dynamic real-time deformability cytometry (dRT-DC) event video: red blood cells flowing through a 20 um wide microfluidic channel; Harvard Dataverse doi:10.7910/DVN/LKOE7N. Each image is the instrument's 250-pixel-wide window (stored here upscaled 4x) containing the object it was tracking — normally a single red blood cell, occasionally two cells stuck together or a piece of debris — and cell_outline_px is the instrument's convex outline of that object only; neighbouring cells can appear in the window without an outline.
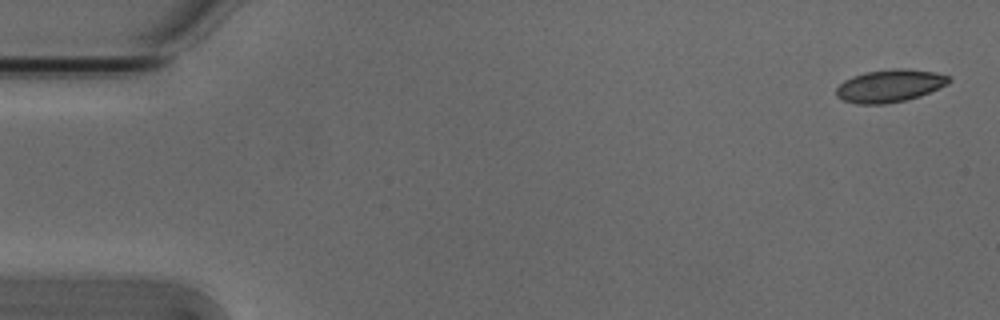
{"species": "Egyptian fruit bat (a non-hibernating species)", "species_latin": "Rousettus aegyptiacus", "temperature_condition": "cold", "stored_images_in_passage": 5, "camera_frame_rate_fps": 3000, "um_per_image_px": 0.085, "animal": {"sex": "male"}, "frame": {"image": 1, "passage_image": 1, "time_ms": 0.0, "image_size_px": [1000, 320], "cell_outline_px": [[952, 80], [948, 84], [920, 96], [904, 100], [884, 104], [856, 104], [844, 100], [836, 96], [836, 88], [844, 80], [852, 76], [864, 72], [896, 68], [904, 68], [932, 72], [948, 76]], "centroid_in_image_um": [75.6, 7.29], "position_along_channel_um": 9.4, "area_um2": 21.33}}
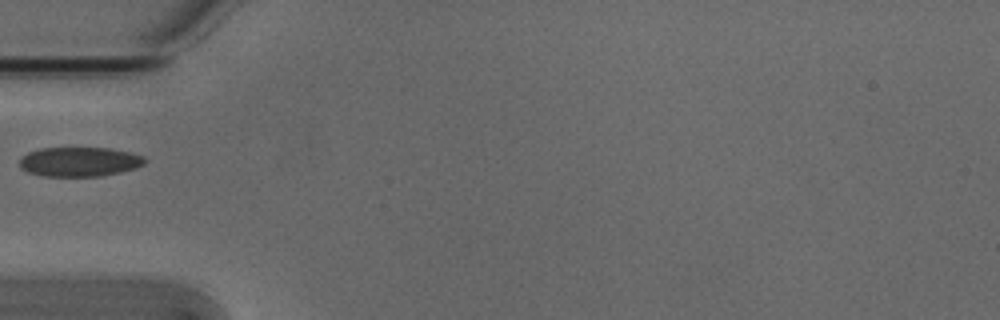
{"frame": {"image": 2, "passage_image": 5, "time_ms": 1.333, "image_size_px": [1000, 320], "cell_outline_px": [[148, 160], [144, 164], [136, 168], [120, 172], [100, 176], [44, 176], [28, 172], [20, 168], [20, 160], [28, 152], [40, 148], [108, 148], [132, 152], [144, 156]], "centroid_in_image_um": [6.79, 13.74], "position_along_channel_um": 78.2, "area_um2": 21.56}}